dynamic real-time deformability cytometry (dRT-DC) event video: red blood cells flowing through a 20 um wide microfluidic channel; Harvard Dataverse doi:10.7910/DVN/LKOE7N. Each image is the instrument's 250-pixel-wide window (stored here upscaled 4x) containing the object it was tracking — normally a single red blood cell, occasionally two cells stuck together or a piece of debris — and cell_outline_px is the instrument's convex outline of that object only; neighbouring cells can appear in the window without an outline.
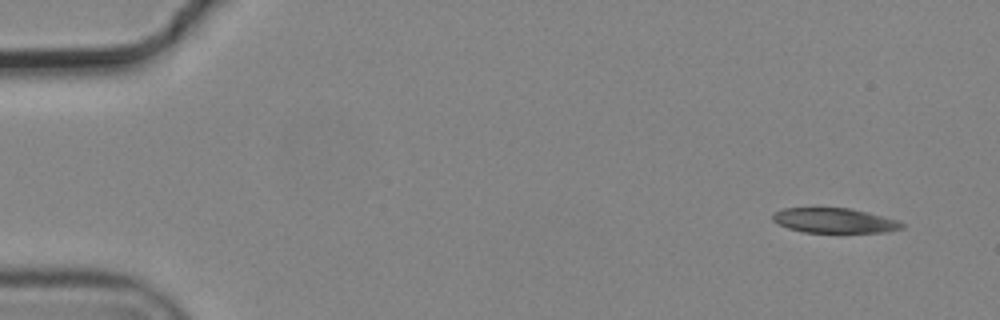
{"species": "common noctule bat (a hibernating species)", "species_latin": "Nyctalus noctula", "temperature_condition": "cold", "stored_images_in_passage": 4, "camera_frame_rate_fps": 3000, "um_per_image_px": 0.085, "animal": {"sex": "male", "body_mass_g": 19.2, "forearm_length_mm": 51.8}, "frame": {"image": 1, "passage_image": 1, "time_ms": 0.0, "image_size_px": [1000, 320], "cell_outline_px": [[904, 228], [888, 232], [804, 232], [788, 228], [772, 220], [772, 216], [776, 212], [784, 208], [848, 208], [896, 220], [904, 224]], "centroid_in_image_um": [70.91, 18.75], "position_along_channel_um": 14.1, "area_um2": 18.32}}